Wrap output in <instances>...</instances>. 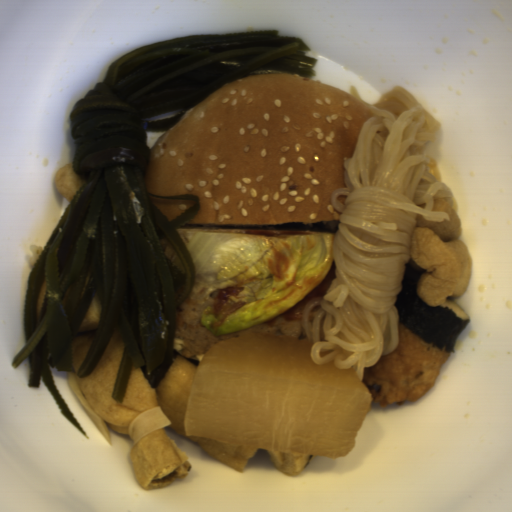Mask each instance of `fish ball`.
Returning <instances> with one entry per match:
<instances>
[{
  "label": "fish ball",
  "instance_id": "29854b86",
  "mask_svg": "<svg viewBox=\"0 0 512 512\" xmlns=\"http://www.w3.org/2000/svg\"><path fill=\"white\" fill-rule=\"evenodd\" d=\"M431 211H444L447 213L449 220H444L443 222H428L421 214L417 213L415 228L427 227L433 231L439 239L445 242L461 236L462 222L458 214L447 201L440 198L434 199Z\"/></svg>",
  "mask_w": 512,
  "mask_h": 512
},
{
  "label": "fish ball",
  "instance_id": "53f4d19a",
  "mask_svg": "<svg viewBox=\"0 0 512 512\" xmlns=\"http://www.w3.org/2000/svg\"><path fill=\"white\" fill-rule=\"evenodd\" d=\"M440 306L452 309L456 313V315L462 318L463 320L470 318L468 314L454 300L446 299L445 302Z\"/></svg>",
  "mask_w": 512,
  "mask_h": 512
}]
</instances>
